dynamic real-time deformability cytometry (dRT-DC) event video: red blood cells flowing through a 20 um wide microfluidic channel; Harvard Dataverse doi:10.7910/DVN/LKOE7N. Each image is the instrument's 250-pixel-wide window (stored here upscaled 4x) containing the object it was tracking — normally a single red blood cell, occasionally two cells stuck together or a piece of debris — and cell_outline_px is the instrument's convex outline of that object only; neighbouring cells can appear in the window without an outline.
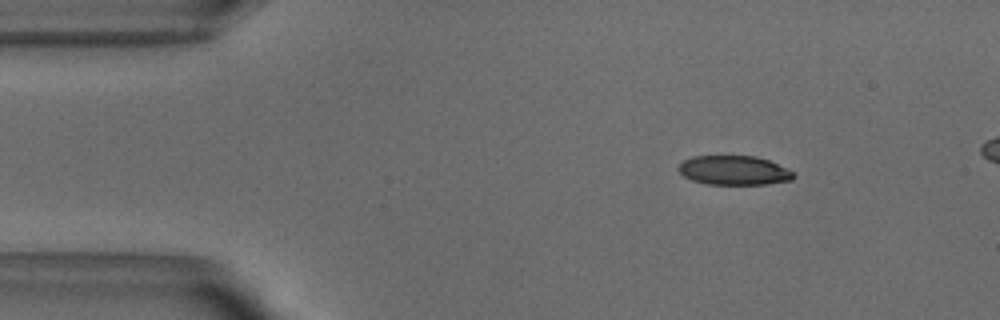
{"species": "common noctule bat (a hibernating species)", "species_latin": "Nyctalus noctula", "temperature_condition": "warm", "stored_images_in_passage": 43, "camera_frame_rate_fps": 3000, "um_per_image_px": 0.085, "animal": {"sex": "male", "body_mass_g": 18.8}, "frame": {"image": 1, "passage_image": 1, "time_ms": 0.0, "image_size_px": [1000, 320], "cell_outline_px": [[796, 176], [792, 180], [768, 184], [708, 184], [692, 180], [684, 176], [676, 168], [684, 160], [692, 156], [756, 156], [768, 160], [792, 172]], "centroid_in_image_um": [62.36, 14.48], "position_along_channel_um": 22.6, "area_um2": 19.48}}
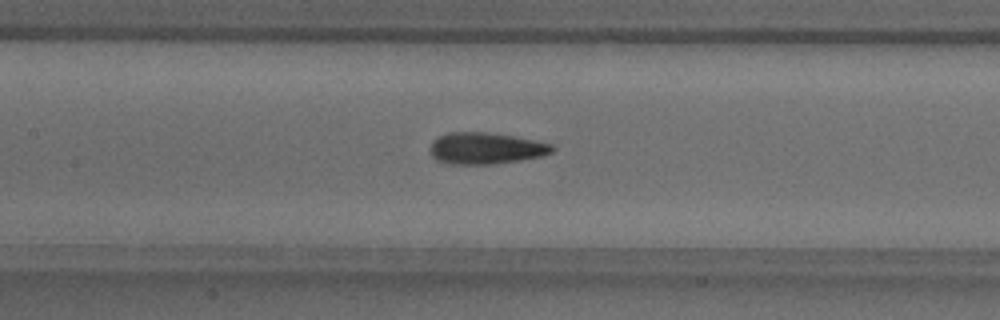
{"frame": {"image": 2, "passage_image": 17, "time_ms": 5.333, "image_size_px": [1000, 320], "cell_outline_px": [[556, 148], [552, 152], [540, 156], [520, 160], [492, 164], [452, 164], [436, 160], [432, 156], [432, 140], [436, 136], [448, 132], [488, 132], [512, 136], [552, 144]], "centroid_in_image_um": [41.27, 12.6], "position_along_channel_um": 166.1, "area_um2": 22.31}}
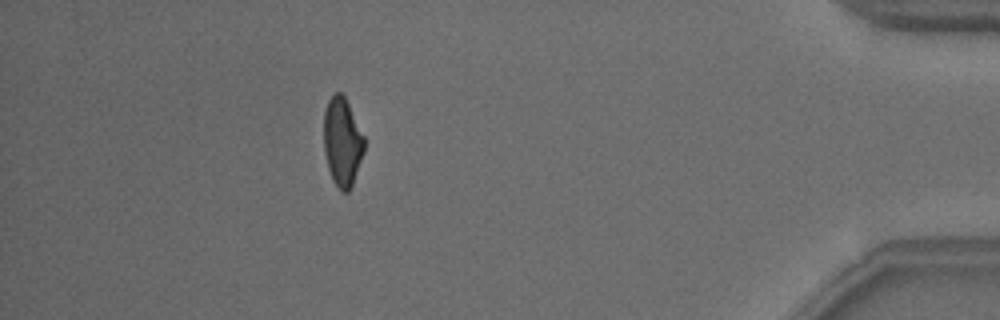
{"frame": {"image": 3, "passage_image": 40, "time_ms": 13.0, "image_size_px": [1000, 320], "cell_outline_px": [[364, 152], [352, 184], [348, 192], [340, 192], [332, 180], [328, 168], [324, 152], [324, 112], [328, 100], [332, 92], [340, 92], [344, 96], [364, 136]], "centroid_in_image_um": [29.08, 12.06], "position_along_channel_um": 406.1, "area_um2": 20.87}, "authors_computed_cell_mechanics": {"area_um2": 21.7328, "velocity_mm_per_s": 3.8536, "shape_relaxation_time_tau1_ms": 3.627, "shape_relaxation_time_tau2_ms": 1.5821, "deformation_change_tau1": 0.1456, "deformation_change_tau2": 0.0915}}